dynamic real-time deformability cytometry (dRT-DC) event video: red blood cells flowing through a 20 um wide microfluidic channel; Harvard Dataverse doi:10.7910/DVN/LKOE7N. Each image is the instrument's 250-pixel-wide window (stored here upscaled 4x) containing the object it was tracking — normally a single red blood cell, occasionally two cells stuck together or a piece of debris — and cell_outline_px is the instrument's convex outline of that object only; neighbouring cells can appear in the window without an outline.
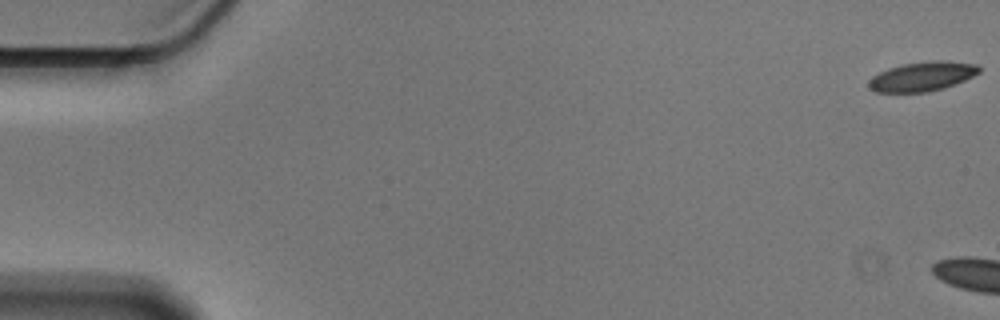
{"species": "Egyptian fruit bat (a non-hibernating species)", "species_latin": "Rousettus aegyptiacus", "temperature_condition": "cold", "stored_images_in_passage": 5, "camera_frame_rate_fps": 3000, "um_per_image_px": 0.085, "animal": {"sex": "male"}, "frame": {"image": 1, "passage_image": 1, "time_ms": 0.0, "image_size_px": [1000, 320], "cell_outline_px": [[980, 72], [964, 80], [944, 88], [928, 92], [876, 92], [868, 84], [868, 80], [872, 76], [888, 68], [904, 64], [932, 60], [940, 60], [976, 64], [980, 68]], "centroid_in_image_um": [78.39, 6.49], "position_along_channel_um": 6.6, "area_um2": 18.73}}